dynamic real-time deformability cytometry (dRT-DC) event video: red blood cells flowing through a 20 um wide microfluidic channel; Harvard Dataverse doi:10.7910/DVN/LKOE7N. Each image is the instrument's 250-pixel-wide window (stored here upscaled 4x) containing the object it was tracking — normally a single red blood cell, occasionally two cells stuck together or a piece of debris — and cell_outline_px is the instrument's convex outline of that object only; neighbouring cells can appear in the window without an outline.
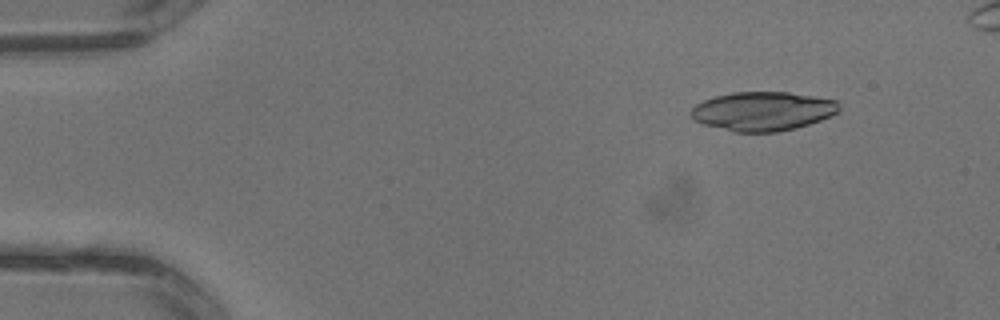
{"species": "common noctule bat (a hibernating species)", "species_latin": "Nyctalus noctula", "temperature_condition": "warm", "stored_images_in_passage": 2, "camera_frame_rate_fps": 3000, "um_per_image_px": 0.085, "animal": {"sex": "male", "body_mass_g": 13.3}, "frame": {"image": 1, "passage_image": 1, "time_ms": 0.0, "image_size_px": [1000, 320], "cell_outline_px": [[840, 108], [836, 112], [820, 120], [796, 128], [776, 132], [732, 132], [704, 124], [696, 120], [688, 112], [696, 104], [704, 100], [716, 96], [732, 92], [788, 92], [836, 100], [840, 104]], "centroid_in_image_um": [64.81, 9.45], "position_along_channel_um": 20.2, "area_um2": 33.52}}